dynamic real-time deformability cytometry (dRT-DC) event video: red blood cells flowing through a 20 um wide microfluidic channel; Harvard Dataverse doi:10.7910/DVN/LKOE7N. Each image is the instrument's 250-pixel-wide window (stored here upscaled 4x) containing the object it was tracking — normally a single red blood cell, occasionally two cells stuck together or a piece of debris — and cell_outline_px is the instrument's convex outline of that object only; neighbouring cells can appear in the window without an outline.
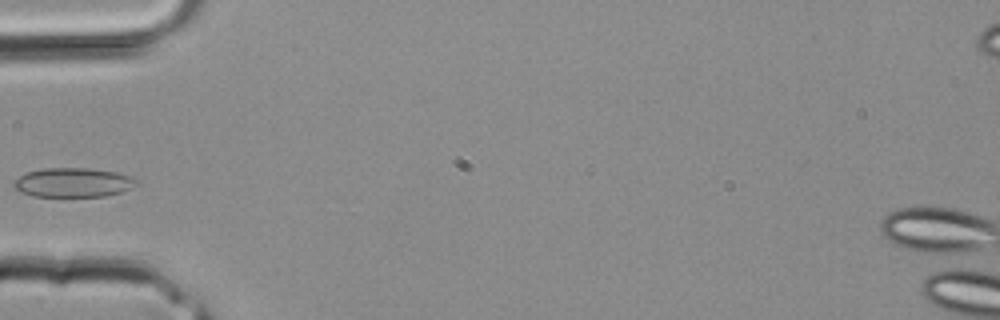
{"species": "common noctule bat (a hibernating species)", "species_latin": "Nyctalus noctula", "temperature_condition": "room temperature", "stored_images_in_passage": 2, "camera_frame_rate_fps": 3000, "um_per_image_px": 0.085, "animal": {"sex": "male", "body_mass_g": 20.4}, "frame": {"image": 1, "passage_image": 2, "time_ms": 0.333, "image_size_px": [1000, 320], "cell_outline_px": [[136, 184], [132, 188], [120, 192], [104, 196], [32, 196], [20, 192], [12, 184], [12, 180], [28, 172], [44, 168], [88, 168], [116, 172], [132, 176], [136, 180]], "centroid_in_image_um": [6.19, 15.51], "position_along_channel_um": 78.8, "area_um2": 20.87}}